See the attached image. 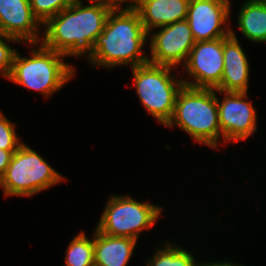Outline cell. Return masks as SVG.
Listing matches in <instances>:
<instances>
[{
	"mask_svg": "<svg viewBox=\"0 0 266 266\" xmlns=\"http://www.w3.org/2000/svg\"><path fill=\"white\" fill-rule=\"evenodd\" d=\"M82 0L65 8L50 18L42 28L41 43L67 57L84 58L102 33L111 12L107 7Z\"/></svg>",
	"mask_w": 266,
	"mask_h": 266,
	"instance_id": "6da1fadb",
	"label": "cell"
},
{
	"mask_svg": "<svg viewBox=\"0 0 266 266\" xmlns=\"http://www.w3.org/2000/svg\"><path fill=\"white\" fill-rule=\"evenodd\" d=\"M148 33L137 10L111 11L102 33L84 57L94 67H136L149 62L143 47Z\"/></svg>",
	"mask_w": 266,
	"mask_h": 266,
	"instance_id": "7a4b0ae2",
	"label": "cell"
},
{
	"mask_svg": "<svg viewBox=\"0 0 266 266\" xmlns=\"http://www.w3.org/2000/svg\"><path fill=\"white\" fill-rule=\"evenodd\" d=\"M29 56L20 55L16 50L9 82L18 84L30 91H36L45 99L60 91L75 77L73 64L66 63V55L45 47L40 43H27Z\"/></svg>",
	"mask_w": 266,
	"mask_h": 266,
	"instance_id": "3957f363",
	"label": "cell"
},
{
	"mask_svg": "<svg viewBox=\"0 0 266 266\" xmlns=\"http://www.w3.org/2000/svg\"><path fill=\"white\" fill-rule=\"evenodd\" d=\"M177 126L197 144L219 150L223 137L219 124L216 89L192 88L183 85L178 91L174 112L165 127ZM222 140V141H221Z\"/></svg>",
	"mask_w": 266,
	"mask_h": 266,
	"instance_id": "277c9868",
	"label": "cell"
},
{
	"mask_svg": "<svg viewBox=\"0 0 266 266\" xmlns=\"http://www.w3.org/2000/svg\"><path fill=\"white\" fill-rule=\"evenodd\" d=\"M65 180L37 151L23 143L0 178V188L5 198H30Z\"/></svg>",
	"mask_w": 266,
	"mask_h": 266,
	"instance_id": "5b68a950",
	"label": "cell"
},
{
	"mask_svg": "<svg viewBox=\"0 0 266 266\" xmlns=\"http://www.w3.org/2000/svg\"><path fill=\"white\" fill-rule=\"evenodd\" d=\"M170 66L147 62L132 67L133 87L147 115L165 126L171 119L178 91L183 87L182 75L177 78Z\"/></svg>",
	"mask_w": 266,
	"mask_h": 266,
	"instance_id": "8992f818",
	"label": "cell"
},
{
	"mask_svg": "<svg viewBox=\"0 0 266 266\" xmlns=\"http://www.w3.org/2000/svg\"><path fill=\"white\" fill-rule=\"evenodd\" d=\"M160 205L143 202L130 195L109 197L96 229L109 236L130 237L138 241L141 233L151 229L162 216Z\"/></svg>",
	"mask_w": 266,
	"mask_h": 266,
	"instance_id": "52a82bcc",
	"label": "cell"
},
{
	"mask_svg": "<svg viewBox=\"0 0 266 266\" xmlns=\"http://www.w3.org/2000/svg\"><path fill=\"white\" fill-rule=\"evenodd\" d=\"M223 98L217 96L219 124L223 145L229 142L237 143L247 140L257 131V113L248 92H224Z\"/></svg>",
	"mask_w": 266,
	"mask_h": 266,
	"instance_id": "ba28073f",
	"label": "cell"
},
{
	"mask_svg": "<svg viewBox=\"0 0 266 266\" xmlns=\"http://www.w3.org/2000/svg\"><path fill=\"white\" fill-rule=\"evenodd\" d=\"M182 74L186 71L187 78L183 84L192 88L216 89L221 82L224 70L223 65V38L214 40L197 41L191 49L183 66ZM185 69V70H184Z\"/></svg>",
	"mask_w": 266,
	"mask_h": 266,
	"instance_id": "9c48e42d",
	"label": "cell"
},
{
	"mask_svg": "<svg viewBox=\"0 0 266 266\" xmlns=\"http://www.w3.org/2000/svg\"><path fill=\"white\" fill-rule=\"evenodd\" d=\"M155 30L148 33L149 62L173 68L183 66L196 43L189 22L182 20Z\"/></svg>",
	"mask_w": 266,
	"mask_h": 266,
	"instance_id": "30bf717a",
	"label": "cell"
},
{
	"mask_svg": "<svg viewBox=\"0 0 266 266\" xmlns=\"http://www.w3.org/2000/svg\"><path fill=\"white\" fill-rule=\"evenodd\" d=\"M231 6L230 0H190L186 20L195 41L230 36Z\"/></svg>",
	"mask_w": 266,
	"mask_h": 266,
	"instance_id": "8fae6325",
	"label": "cell"
},
{
	"mask_svg": "<svg viewBox=\"0 0 266 266\" xmlns=\"http://www.w3.org/2000/svg\"><path fill=\"white\" fill-rule=\"evenodd\" d=\"M42 25L34 17L29 0H0V33L20 43H40Z\"/></svg>",
	"mask_w": 266,
	"mask_h": 266,
	"instance_id": "7c38bea8",
	"label": "cell"
},
{
	"mask_svg": "<svg viewBox=\"0 0 266 266\" xmlns=\"http://www.w3.org/2000/svg\"><path fill=\"white\" fill-rule=\"evenodd\" d=\"M238 39L232 27L230 36L223 38L224 70L216 90L248 92L250 63Z\"/></svg>",
	"mask_w": 266,
	"mask_h": 266,
	"instance_id": "4fadbf2b",
	"label": "cell"
},
{
	"mask_svg": "<svg viewBox=\"0 0 266 266\" xmlns=\"http://www.w3.org/2000/svg\"><path fill=\"white\" fill-rule=\"evenodd\" d=\"M190 0H140L137 12L147 33L187 19Z\"/></svg>",
	"mask_w": 266,
	"mask_h": 266,
	"instance_id": "5bb4252c",
	"label": "cell"
},
{
	"mask_svg": "<svg viewBox=\"0 0 266 266\" xmlns=\"http://www.w3.org/2000/svg\"><path fill=\"white\" fill-rule=\"evenodd\" d=\"M137 240L109 236L94 229V266H127L135 253Z\"/></svg>",
	"mask_w": 266,
	"mask_h": 266,
	"instance_id": "9a60e30c",
	"label": "cell"
},
{
	"mask_svg": "<svg viewBox=\"0 0 266 266\" xmlns=\"http://www.w3.org/2000/svg\"><path fill=\"white\" fill-rule=\"evenodd\" d=\"M237 18V28L253 43H266V4L253 0L241 3Z\"/></svg>",
	"mask_w": 266,
	"mask_h": 266,
	"instance_id": "2e32d148",
	"label": "cell"
},
{
	"mask_svg": "<svg viewBox=\"0 0 266 266\" xmlns=\"http://www.w3.org/2000/svg\"><path fill=\"white\" fill-rule=\"evenodd\" d=\"M165 241L162 247H156L152 257L146 258L145 266H199L198 258L183 245Z\"/></svg>",
	"mask_w": 266,
	"mask_h": 266,
	"instance_id": "e0dca14e",
	"label": "cell"
},
{
	"mask_svg": "<svg viewBox=\"0 0 266 266\" xmlns=\"http://www.w3.org/2000/svg\"><path fill=\"white\" fill-rule=\"evenodd\" d=\"M65 254L66 266H94V230L91 238L80 230L69 242Z\"/></svg>",
	"mask_w": 266,
	"mask_h": 266,
	"instance_id": "ac0fdd59",
	"label": "cell"
},
{
	"mask_svg": "<svg viewBox=\"0 0 266 266\" xmlns=\"http://www.w3.org/2000/svg\"><path fill=\"white\" fill-rule=\"evenodd\" d=\"M34 17L43 26L50 18L77 0H29Z\"/></svg>",
	"mask_w": 266,
	"mask_h": 266,
	"instance_id": "d6986e66",
	"label": "cell"
},
{
	"mask_svg": "<svg viewBox=\"0 0 266 266\" xmlns=\"http://www.w3.org/2000/svg\"><path fill=\"white\" fill-rule=\"evenodd\" d=\"M15 125L0 110V149L16 151L24 143L21 142Z\"/></svg>",
	"mask_w": 266,
	"mask_h": 266,
	"instance_id": "ffe728a7",
	"label": "cell"
},
{
	"mask_svg": "<svg viewBox=\"0 0 266 266\" xmlns=\"http://www.w3.org/2000/svg\"><path fill=\"white\" fill-rule=\"evenodd\" d=\"M9 43L12 44H22L16 38L9 37L0 33V75L6 80L8 79L11 68L14 54L17 50L13 48Z\"/></svg>",
	"mask_w": 266,
	"mask_h": 266,
	"instance_id": "44dd1931",
	"label": "cell"
},
{
	"mask_svg": "<svg viewBox=\"0 0 266 266\" xmlns=\"http://www.w3.org/2000/svg\"><path fill=\"white\" fill-rule=\"evenodd\" d=\"M90 1L98 3L101 6L107 7L111 11H120V10L137 9L140 0H90Z\"/></svg>",
	"mask_w": 266,
	"mask_h": 266,
	"instance_id": "7402d4cb",
	"label": "cell"
},
{
	"mask_svg": "<svg viewBox=\"0 0 266 266\" xmlns=\"http://www.w3.org/2000/svg\"><path fill=\"white\" fill-rule=\"evenodd\" d=\"M15 151L0 149V178L5 174Z\"/></svg>",
	"mask_w": 266,
	"mask_h": 266,
	"instance_id": "603a6c76",
	"label": "cell"
},
{
	"mask_svg": "<svg viewBox=\"0 0 266 266\" xmlns=\"http://www.w3.org/2000/svg\"><path fill=\"white\" fill-rule=\"evenodd\" d=\"M199 266H244L242 265V263L237 264L236 262L234 263L233 261L231 262L230 260L227 261V259L225 260H213V262H204V261H199Z\"/></svg>",
	"mask_w": 266,
	"mask_h": 266,
	"instance_id": "cb8c5ba5",
	"label": "cell"
},
{
	"mask_svg": "<svg viewBox=\"0 0 266 266\" xmlns=\"http://www.w3.org/2000/svg\"><path fill=\"white\" fill-rule=\"evenodd\" d=\"M253 1L258 2V3L266 4V0H253Z\"/></svg>",
	"mask_w": 266,
	"mask_h": 266,
	"instance_id": "d4e9b609",
	"label": "cell"
}]
</instances>
